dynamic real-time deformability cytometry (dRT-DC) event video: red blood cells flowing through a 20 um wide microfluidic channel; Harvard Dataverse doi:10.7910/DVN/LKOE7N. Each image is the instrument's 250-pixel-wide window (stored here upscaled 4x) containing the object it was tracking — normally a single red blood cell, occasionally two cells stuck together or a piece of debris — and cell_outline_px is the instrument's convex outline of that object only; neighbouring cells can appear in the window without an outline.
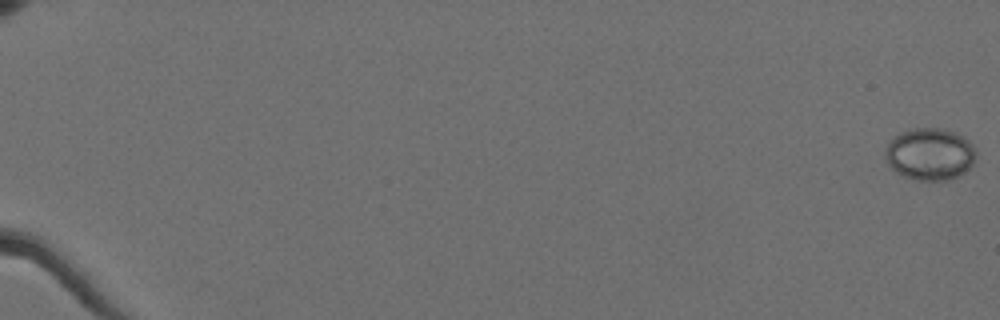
{"species": "Egyptian fruit bat (a non-hibernating species)", "species_latin": "Rousettus aegyptiacus", "temperature_condition": "cold", "stored_images_in_passage": 23, "camera_frame_rate_fps": 3000, "um_per_image_px": 0.085, "animal": {"sex": "female"}, "frame": {"image": 1, "passage_image": 1, "time_ms": 0.0, "image_size_px": [1000, 320], "cell_outline_px": [[976, 156], [972, 164], [964, 172], [948, 180], [916, 180], [904, 176], [896, 172], [888, 164], [884, 156], [884, 152], [888, 144], [900, 132], [912, 128], [940, 128], [956, 132], [964, 136], [976, 148]], "centroid_in_image_um": [79.05, 13.09], "position_along_channel_um": 6.0, "area_um2": 27.63}}